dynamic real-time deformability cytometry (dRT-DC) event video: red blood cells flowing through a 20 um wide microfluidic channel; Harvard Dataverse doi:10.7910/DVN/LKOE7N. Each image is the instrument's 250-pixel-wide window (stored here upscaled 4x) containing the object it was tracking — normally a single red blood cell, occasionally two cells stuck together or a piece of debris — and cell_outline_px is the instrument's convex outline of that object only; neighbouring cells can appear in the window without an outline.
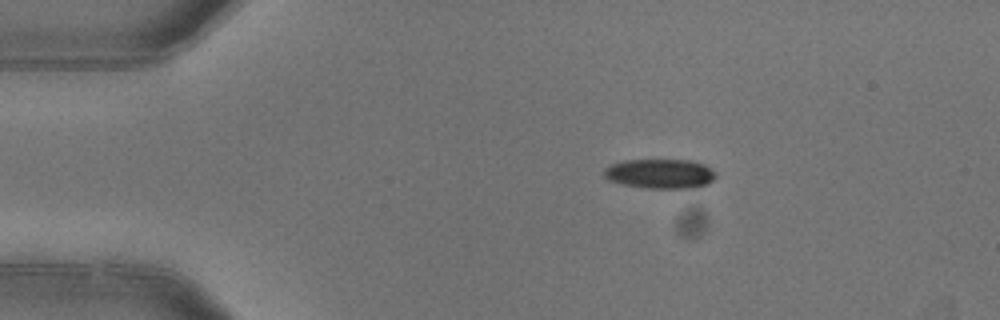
{"species": "common noctule bat (a hibernating species)", "species_latin": "Nyctalus noctula", "temperature_condition": "warm", "stored_images_in_passage": 6, "camera_frame_rate_fps": 3000, "um_per_image_px": 0.085, "animal": {"sex": "female"}, "frame": {"image": 1, "passage_image": 2, "time_ms": 0.333, "image_size_px": [1000, 320], "cell_outline_px": [[716, 176], [708, 184], [688, 188], [644, 188], [624, 184], [608, 180], [604, 176], [604, 168], [612, 164], [624, 160], [692, 160], [704, 164], [716, 172]], "centroid_in_image_um": [56.11, 14.76], "position_along_channel_um": 28.9, "area_um2": 19.25}}
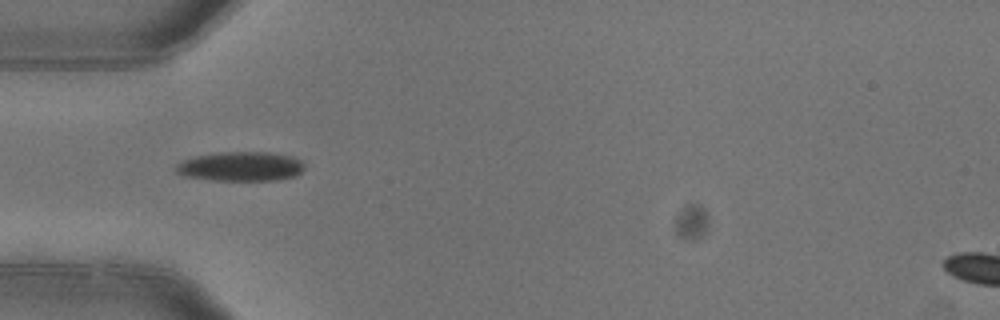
{"frame": {"image": 2, "passage_image": 4, "time_ms": 1.0, "image_size_px": [1000, 320], "cell_outline_px": [[304, 168], [296, 176], [276, 180], [212, 180], [184, 176], [176, 172], [176, 164], [180, 160], [196, 156], [220, 152], [268, 152], [292, 156], [300, 160], [304, 164]], "centroid_in_image_um": [20.45, 14.14], "position_along_channel_um": 64.6, "area_um2": 22.08}}